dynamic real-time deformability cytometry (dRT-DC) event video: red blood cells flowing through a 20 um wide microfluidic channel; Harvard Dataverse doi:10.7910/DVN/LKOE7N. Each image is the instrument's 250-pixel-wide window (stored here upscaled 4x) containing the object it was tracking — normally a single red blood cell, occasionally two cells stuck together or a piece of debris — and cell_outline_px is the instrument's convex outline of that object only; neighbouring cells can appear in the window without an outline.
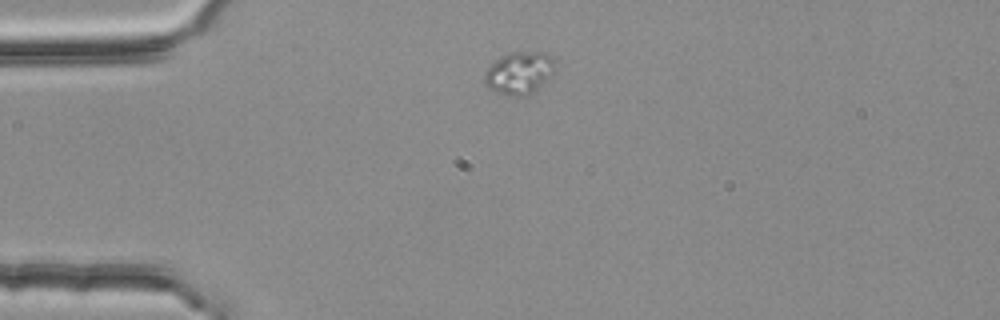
{"species": "common noctule bat (a hibernating species)", "species_latin": "Nyctalus noctula", "temperature_condition": "room temperature", "stored_images_in_passage": 1, "camera_frame_rate_fps": 3000, "um_per_image_px": 0.085, "animal": {"sex": "female", "body_mass_g": 25.1}, "frame": {"image": 1, "passage_image": 1, "time_ms": 0.0, "image_size_px": [1000, 320], "cell_outline_px": [[552, 72], [528, 96], [508, 96], [496, 92], [488, 88], [484, 84], [484, 72], [500, 56], [508, 52], [540, 52], [552, 56]], "centroid_in_image_um": [44.04, 6.2], "position_along_channel_um": 41.0, "area_um2": 17.05}}